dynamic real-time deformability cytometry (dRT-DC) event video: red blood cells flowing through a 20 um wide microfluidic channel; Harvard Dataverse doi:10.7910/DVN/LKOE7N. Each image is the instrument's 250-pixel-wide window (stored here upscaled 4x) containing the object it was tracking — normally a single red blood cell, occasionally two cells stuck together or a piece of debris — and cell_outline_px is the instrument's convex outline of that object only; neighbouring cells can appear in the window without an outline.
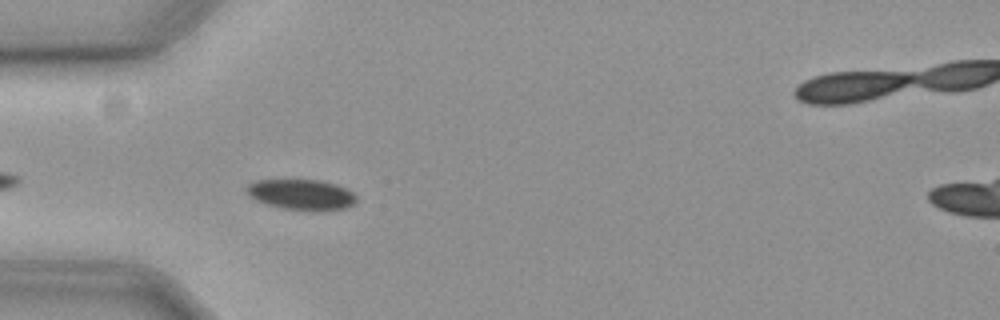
{"species": "common noctule bat (a hibernating species)", "species_latin": "Nyctalus noctula", "temperature_condition": "cold", "stored_images_in_passage": 42, "segment_of_instrument_passage": [1, 2], "camera_frame_rate_fps": 3000, "um_per_image_px": 0.085, "animal": {"sex": "female", "body_mass_g": 19.3, "forearm_length_mm": 54.1}, "frame": {"image": 1, "passage_image": 1, "time_ms": 0.0, "image_size_px": [1000, 320], "cell_outline_px": [[356, 204], [344, 208], [320, 212], [312, 212], [280, 208], [264, 204], [248, 196], [244, 188], [248, 184], [256, 180], [320, 180], [336, 184], [352, 192], [356, 196]], "centroid_in_image_um": [25.6, 16.56], "position_along_channel_um": 59.4, "area_um2": 20.06}}
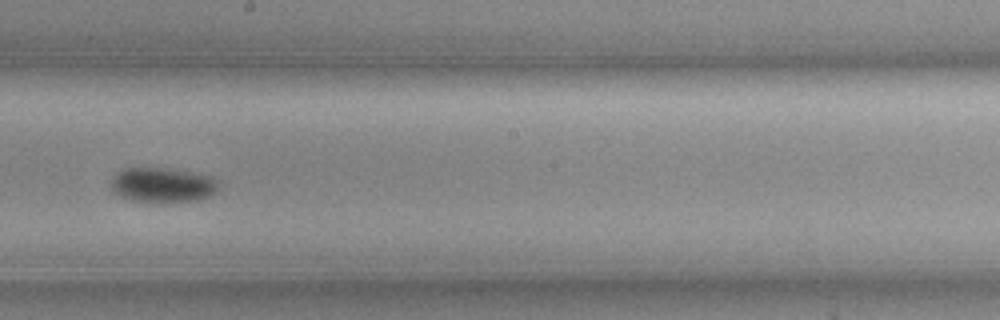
{"frame": {"image": 2, "passage_image": 16, "time_ms": 5.0, "image_size_px": [1000, 320], "cell_outline_px": [[216, 192], [200, 200], [168, 204], [144, 204], [120, 196], [112, 192], [108, 184], [116, 172], [124, 168], [164, 168], [212, 176], [216, 180]], "centroid_in_image_um": [13.73, 15.78], "position_along_channel_um": 234.5, "area_um2": 22.6}}
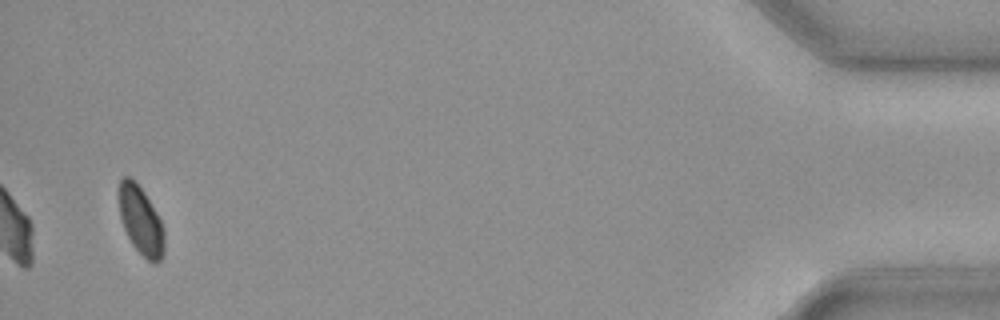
{"frame": {"image": 3, "passage_image": 39, "time_ms": 12.667, "image_size_px": [1000, 320], "cell_outline_px": [[164, 256], [156, 264], [152, 264], [132, 244], [124, 228], [120, 216], [116, 192], [120, 180], [124, 176], [128, 176], [136, 180], [144, 192], [156, 212], [164, 228]], "centroid_in_image_um": [11.94, 18.71], "position_along_channel_um": 423.3, "area_um2": 18.44}}